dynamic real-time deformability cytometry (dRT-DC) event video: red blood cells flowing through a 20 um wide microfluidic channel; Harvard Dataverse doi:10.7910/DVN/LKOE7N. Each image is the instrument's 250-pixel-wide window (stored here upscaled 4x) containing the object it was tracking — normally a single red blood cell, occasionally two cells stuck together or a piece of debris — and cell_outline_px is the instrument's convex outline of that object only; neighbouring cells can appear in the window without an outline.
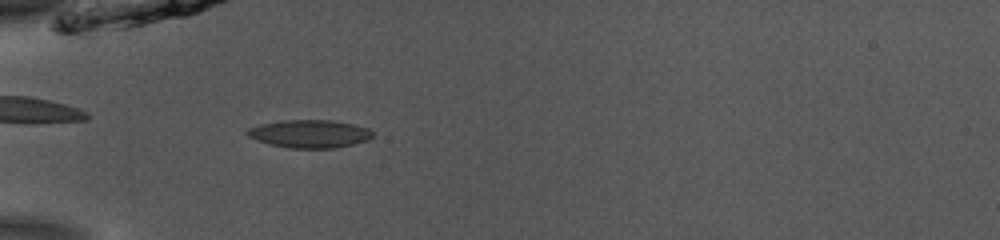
{"species": "common noctule bat (a hibernating species)", "species_latin": "Nyctalus noctula", "temperature_condition": "room temperature", "stored_images_in_passage": 11, "camera_frame_rate_fps": 3000, "um_per_image_px": 0.085, "animal": {"sex": "male", "body_mass_g": 13.0, "forearm_length_mm": 53.1}, "frame": {"image": 1, "passage_image": 2, "time_ms": 0.333, "image_size_px": [1000, 240], "cell_outline_px": [[372, 136], [368, 140], [352, 144], [332, 148], [288, 148], [268, 144], [256, 140], [248, 136], [244, 132], [248, 128], [260, 124], [280, 120], [332, 120], [352, 124], [368, 128], [372, 132]], "centroid_in_image_um": [26.26, 11.37], "position_along_channel_um": 58.7, "area_um2": 20.46}}
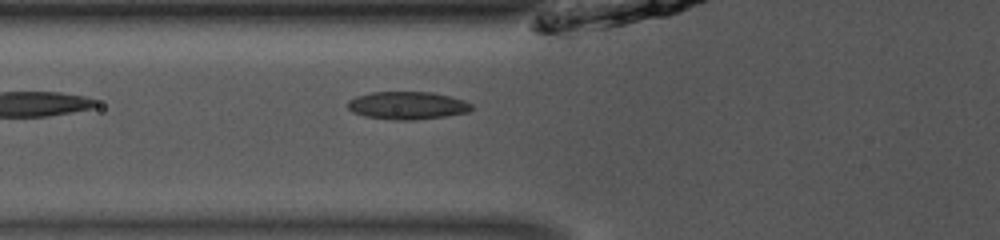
{"frame": {"image": 2, "passage_image": 5, "time_ms": 1.333, "image_size_px": [1000, 240], "cell_outline_px": [[472, 108], [468, 112], [444, 116], [412, 120], [396, 120], [364, 116], [352, 112], [348, 108], [348, 100], [356, 96], [372, 92], [432, 92], [464, 100], [472, 104]], "centroid_in_image_um": [34.6, 8.96], "position_along_channel_um": 91.2, "area_um2": 19.94}}